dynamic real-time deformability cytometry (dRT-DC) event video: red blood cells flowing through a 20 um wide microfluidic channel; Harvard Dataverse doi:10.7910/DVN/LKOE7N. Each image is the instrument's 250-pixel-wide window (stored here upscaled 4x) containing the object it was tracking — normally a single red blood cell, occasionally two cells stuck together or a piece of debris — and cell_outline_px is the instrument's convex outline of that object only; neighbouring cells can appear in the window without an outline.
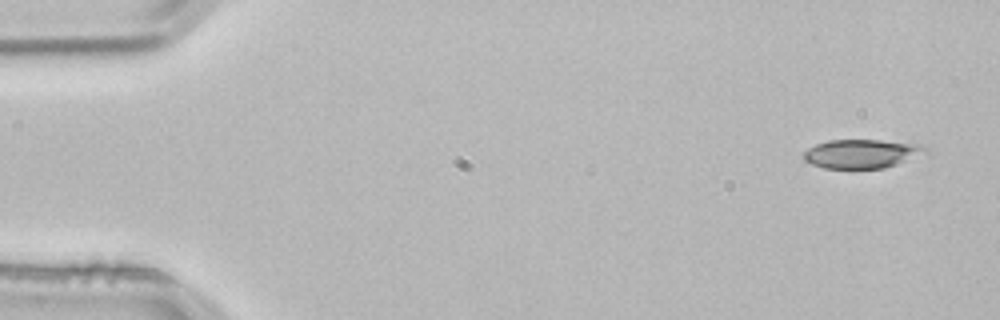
{"species": "common noctule bat (a hibernating species)", "species_latin": "Nyctalus noctula", "temperature_condition": "room temperature", "stored_images_in_passage": 4, "segment_of_instrument_passage": [1, 2], "camera_frame_rate_fps": 3000, "um_per_image_px": 0.085, "animal": {"sex": "male", "body_mass_g": 21.5, "forearm_length_mm": 52.0}, "frame": {"image": 1, "passage_image": 1, "time_ms": 0.0, "image_size_px": [1000, 320], "cell_outline_px": [[928, 152], [896, 164], [884, 168], [824, 168], [812, 164], [804, 160], [804, 152], [808, 148], [816, 144], [828, 140], [880, 140], [920, 144], [928, 148]], "centroid_in_image_um": [73.24, 13.06], "position_along_channel_um": 11.8, "area_um2": 20.35}}